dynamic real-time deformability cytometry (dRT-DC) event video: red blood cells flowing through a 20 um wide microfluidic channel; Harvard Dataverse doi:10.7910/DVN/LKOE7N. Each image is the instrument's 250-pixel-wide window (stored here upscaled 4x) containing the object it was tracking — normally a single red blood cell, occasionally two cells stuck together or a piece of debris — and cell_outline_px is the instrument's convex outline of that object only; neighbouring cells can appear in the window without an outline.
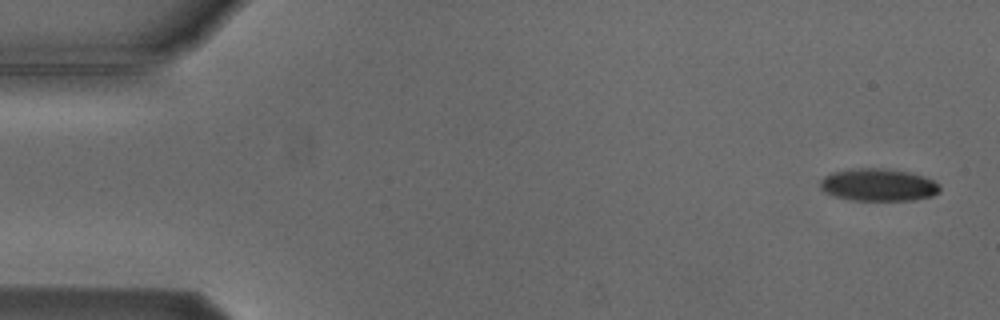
{"species": "Egyptian fruit bat (a non-hibernating species)", "species_latin": "Rousettus aegyptiacus", "temperature_condition": "cold", "stored_images_in_passage": 6, "camera_frame_rate_fps": 3000, "um_per_image_px": 0.085, "animal": {"sex": "male"}, "frame": {"image": 1, "passage_image": 1, "time_ms": 0.0, "image_size_px": [1000, 320], "cell_outline_px": [[940, 192], [932, 196], [912, 200], [852, 200], [836, 196], [824, 192], [820, 188], [820, 180], [824, 176], [832, 172], [860, 168], [884, 168], [912, 172], [924, 176], [940, 184]], "centroid_in_image_um": [74.68, 15.71], "position_along_channel_um": 10.3, "area_um2": 22.72}}
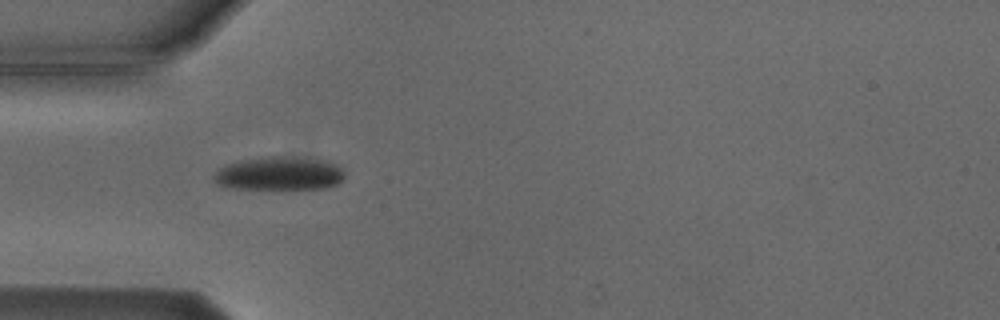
{"frame": {"image": 2, "passage_image": 5, "time_ms": 4.667, "image_size_px": [1000, 320], "cell_outline_px": [[344, 180], [328, 188], [236, 188], [216, 184], [212, 176], [216, 168], [224, 164], [240, 160], [268, 156], [280, 156], [328, 160], [344, 168]], "centroid_in_image_um": [23.73, 14.73], "position_along_channel_um": 61.3, "area_um2": 25.78}}
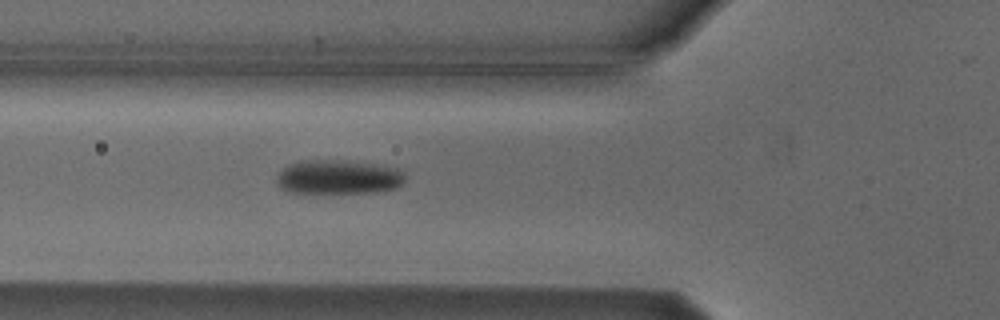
{"frame": {"image": 3, "passage_image": 6, "time_ms": 5.667, "image_size_px": [1000, 320], "cell_outline_px": [[404, 184], [400, 188], [376, 192], [288, 192], [280, 188], [276, 184], [276, 176], [288, 164], [296, 160], [348, 160], [396, 168], [404, 172]], "centroid_in_image_um": [28.75, 15.04], "position_along_channel_um": 97.0, "area_um2": 25.84}}